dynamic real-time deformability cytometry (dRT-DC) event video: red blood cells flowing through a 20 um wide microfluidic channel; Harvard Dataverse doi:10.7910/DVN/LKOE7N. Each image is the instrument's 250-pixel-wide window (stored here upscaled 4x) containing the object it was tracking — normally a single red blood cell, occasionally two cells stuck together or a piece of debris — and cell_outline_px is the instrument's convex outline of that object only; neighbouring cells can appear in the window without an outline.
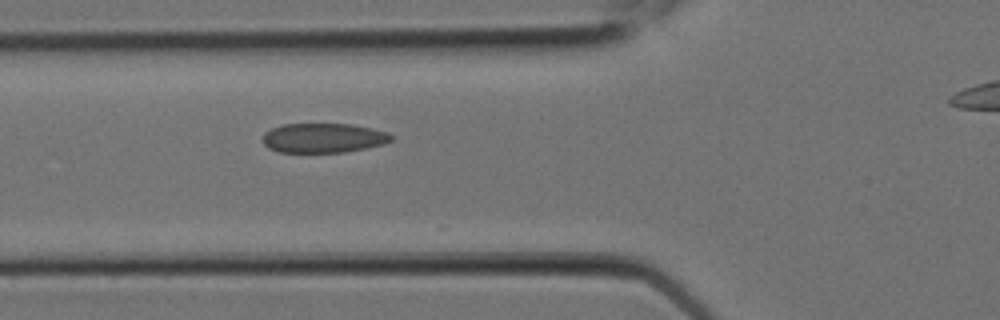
{"species": "Egyptian fruit bat (a non-hibernating species)", "species_latin": "Rousettus aegyptiacus", "temperature_condition": "room temperature", "stored_images_in_passage": 8, "segment_of_instrument_passage": [1, 2], "camera_frame_rate_fps": 3000, "um_per_image_px": 0.085, "animal": {"sex": "female"}, "frame": {"image": 1, "passage_image": 7, "time_ms": 2.0, "image_size_px": [1000, 320], "cell_outline_px": [[392, 140], [384, 144], [368, 148], [344, 152], [280, 152], [268, 148], [260, 140], [264, 132], [272, 128], [284, 124], [352, 124], [372, 128], [388, 132], [392, 136]], "centroid_in_image_um": [27.48, 11.73], "position_along_channel_um": 98.3, "area_um2": 22.31}}